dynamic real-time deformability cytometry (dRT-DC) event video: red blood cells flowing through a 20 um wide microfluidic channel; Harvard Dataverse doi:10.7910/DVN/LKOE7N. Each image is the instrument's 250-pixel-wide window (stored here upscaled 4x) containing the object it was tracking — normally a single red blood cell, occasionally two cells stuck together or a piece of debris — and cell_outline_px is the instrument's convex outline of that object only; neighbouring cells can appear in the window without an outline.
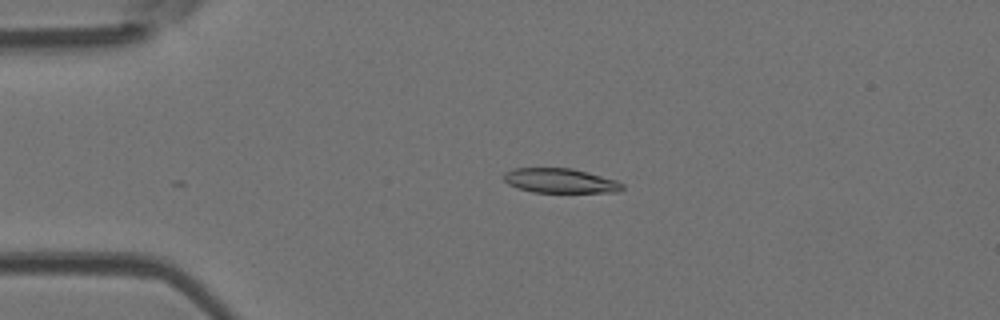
{"species": "Egyptian fruit bat (a non-hibernating species)", "species_latin": "Rousettus aegyptiacus", "temperature_condition": "room temperature", "stored_images_in_passage": 41, "camera_frame_rate_fps": 3000, "um_per_image_px": 0.085, "animal": {"sex": "female"}, "frame": {"image": 1, "passage_image": 12, "time_ms": 3.667, "image_size_px": [1000, 320], "cell_outline_px": [[624, 188], [620, 192], [532, 192], [516, 188], [508, 184], [504, 180], [504, 172], [512, 168], [572, 168], [588, 172], [616, 180], [624, 184]], "centroid_in_image_um": [47.61, 15.36], "position_along_channel_um": 37.4, "area_um2": 17.11}}
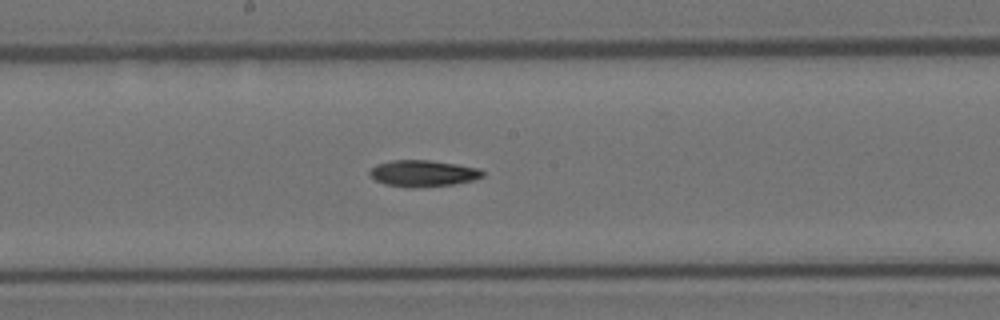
{"frame": {"image": 2, "passage_image": 28, "time_ms": 9.0, "image_size_px": [1000, 320], "cell_outline_px": [[484, 176], [472, 180], [452, 184], [412, 188], [408, 188], [384, 184], [368, 176], [368, 172], [376, 164], [392, 160], [432, 160], [480, 168], [484, 172]], "centroid_in_image_um": [35.92, 14.73], "position_along_channel_um": 212.3, "area_um2": 17.51}}
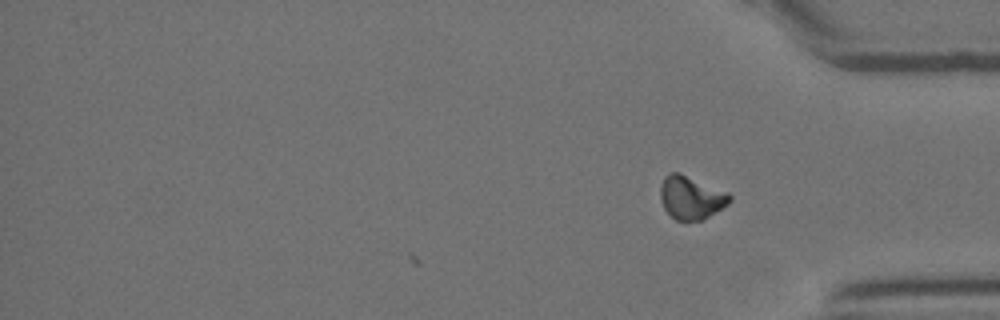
{"frame": {"image": 3, "passage_image": 41, "time_ms": 13.333, "image_size_px": [1000, 320], "cell_outline_px": [[732, 200], [728, 204], [708, 216], [700, 220], [676, 220], [664, 208], [660, 200], [660, 188], [664, 176], [672, 172], [680, 172], [728, 192], [732, 196]], "centroid_in_image_um": [58.74, 16.77], "position_along_channel_um": 376.5, "area_um2": 17.4}, "authors_computed_cell_mechanics": {"area_um2": 17.4556, "velocity_mm_per_s": 3.9121, "shape_relaxation_time_tau1_ms": 6.7425, "shape_relaxation_time_tau2_ms": null, "deformation_change_tau1": 0.1674, "deformation_change_tau2": null}}